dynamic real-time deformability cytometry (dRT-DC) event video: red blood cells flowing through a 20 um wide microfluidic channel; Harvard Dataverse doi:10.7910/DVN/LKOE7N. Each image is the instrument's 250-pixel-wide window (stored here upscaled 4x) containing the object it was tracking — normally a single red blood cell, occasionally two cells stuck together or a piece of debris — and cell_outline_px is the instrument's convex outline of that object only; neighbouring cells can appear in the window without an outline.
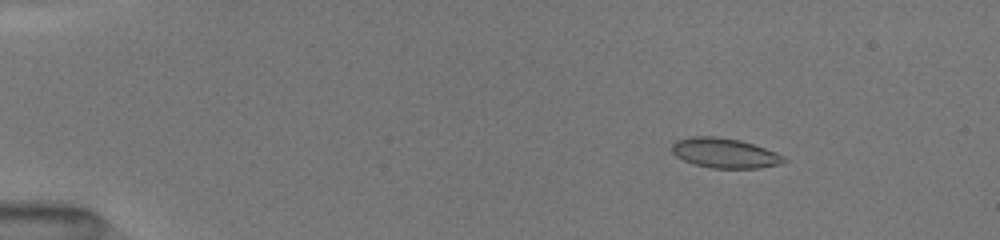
{"species": "common noctule bat (a hibernating species)", "species_latin": "Nyctalus noctula", "temperature_condition": "room temperature", "stored_images_in_passage": 11, "camera_frame_rate_fps": 3000, "um_per_image_px": 0.085, "animal": {"sex": "female", "body_mass_g": 19.5, "forearm_length_mm": 54.1}, "frame": {"image": 1, "passage_image": 8, "time_ms": 2.333, "image_size_px": [1000, 240], "cell_outline_px": [[788, 160], [780, 164], [760, 168], [712, 168], [696, 164], [684, 160], [676, 156], [672, 152], [672, 144], [676, 140], [692, 136], [716, 136], [740, 140], [776, 152], [784, 156]], "centroid_in_image_um": [61.61, 13.01], "position_along_channel_um": 23.4, "area_um2": 19.42}}